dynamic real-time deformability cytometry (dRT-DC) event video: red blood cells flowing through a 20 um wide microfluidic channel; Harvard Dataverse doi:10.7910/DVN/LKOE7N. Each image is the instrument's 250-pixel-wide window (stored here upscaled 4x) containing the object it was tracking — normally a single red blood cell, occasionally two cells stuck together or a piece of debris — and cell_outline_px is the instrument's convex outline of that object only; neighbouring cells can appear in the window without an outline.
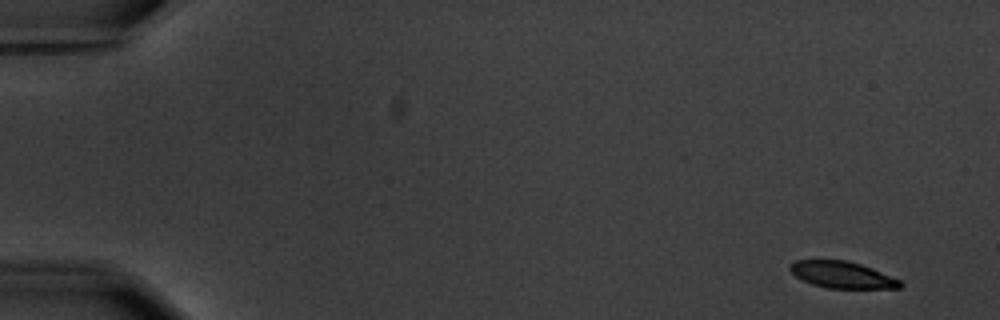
{"species": "common noctule bat (a hibernating species)", "species_latin": "Nyctalus noctula", "temperature_condition": "warm", "stored_images_in_passage": 6, "camera_frame_rate_fps": 3000, "um_per_image_px": 0.085, "animal": {"sex": "male", "body_mass_g": 20.1, "forearm_length_mm": 53.5}, "frame": {"image": 1, "passage_image": 1, "time_ms": 0.0, "image_size_px": [1000, 320], "cell_outline_px": [[904, 284], [900, 288], [828, 288], [812, 284], [796, 276], [788, 268], [796, 260], [848, 260], [872, 268], [900, 280]], "centroid_in_image_um": [71.61, 23.36], "position_along_channel_um": 13.4, "area_um2": 16.94}}
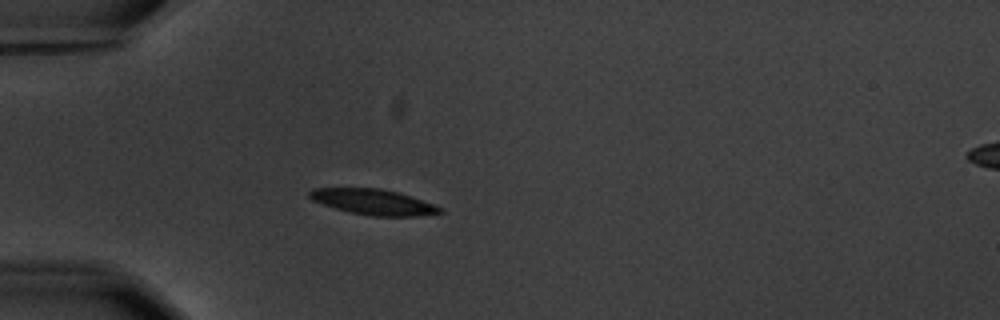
{"frame": {"image": 2, "passage_image": 5, "time_ms": 4.667, "image_size_px": [1000, 320], "cell_outline_px": [[444, 212], [416, 216], [372, 216], [348, 212], [312, 200], [308, 196], [308, 192], [312, 188], [380, 188], [396, 192], [444, 208]], "centroid_in_image_um": [31.7, 17.17], "position_along_channel_um": 53.3, "area_um2": 19.19}}